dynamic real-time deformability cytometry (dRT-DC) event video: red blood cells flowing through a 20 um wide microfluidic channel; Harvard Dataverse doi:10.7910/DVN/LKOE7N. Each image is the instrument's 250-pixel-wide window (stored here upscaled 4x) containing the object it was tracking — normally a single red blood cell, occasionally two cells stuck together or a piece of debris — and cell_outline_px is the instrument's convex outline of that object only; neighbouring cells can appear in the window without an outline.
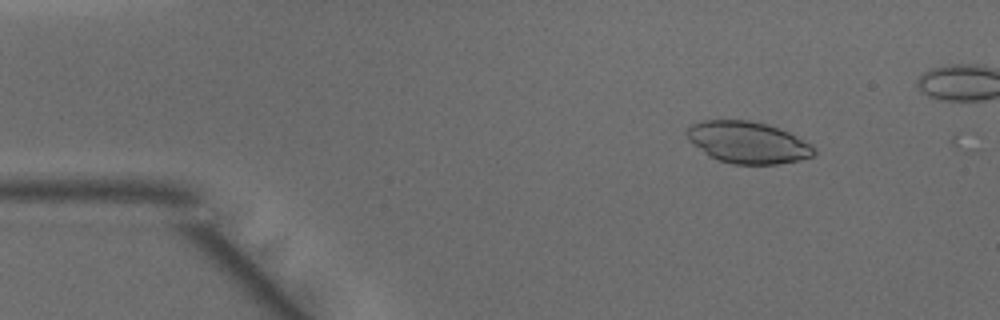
{"species": "common noctule bat (a hibernating species)", "species_latin": "Nyctalus noctula", "temperature_condition": "warm", "stored_images_in_passage": 7, "camera_frame_rate_fps": 3000, "um_per_image_px": 0.085, "animal": {"sex": "male", "body_mass_g": 15.6}, "frame": {"image": 1, "passage_image": 6, "time_ms": 1.667, "image_size_px": [1000, 320], "cell_outline_px": [[816, 152], [812, 156], [796, 160], [776, 164], [732, 164], [708, 156], [688, 140], [684, 132], [692, 124], [700, 120], [748, 120], [764, 124], [788, 132], [816, 148]], "centroid_in_image_um": [63.5, 12.1], "position_along_channel_um": 21.5, "area_um2": 30.63}}